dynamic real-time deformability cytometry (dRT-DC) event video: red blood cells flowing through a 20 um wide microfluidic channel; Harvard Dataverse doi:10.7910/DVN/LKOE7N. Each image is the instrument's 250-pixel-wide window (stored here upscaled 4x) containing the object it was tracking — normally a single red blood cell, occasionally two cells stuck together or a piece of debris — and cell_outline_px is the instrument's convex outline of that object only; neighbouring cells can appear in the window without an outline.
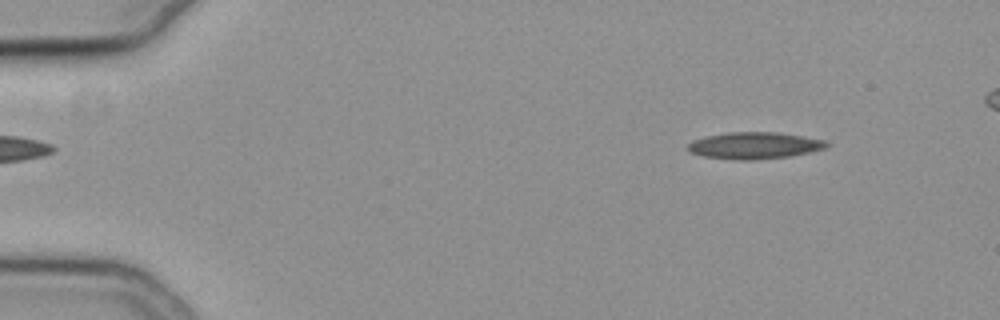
{"species": "common noctule bat (a hibernating species)", "species_latin": "Nyctalus noctula", "temperature_condition": "cold", "stored_images_in_passage": 11, "camera_frame_rate_fps": 3000, "um_per_image_px": 0.085, "animal": {"sex": "female", "body_mass_g": 19.3, "forearm_length_mm": 54.1}, "frame": {"image": 1, "passage_image": 6, "time_ms": 1.667, "image_size_px": [1000, 320], "cell_outline_px": [[828, 144], [824, 148], [808, 152], [788, 156], [752, 160], [740, 160], [704, 156], [688, 152], [684, 148], [692, 140], [708, 136], [728, 132], [776, 132], [828, 140]], "centroid_in_image_um": [64.08, 12.36], "position_along_channel_um": 20.9, "area_um2": 21.5}}